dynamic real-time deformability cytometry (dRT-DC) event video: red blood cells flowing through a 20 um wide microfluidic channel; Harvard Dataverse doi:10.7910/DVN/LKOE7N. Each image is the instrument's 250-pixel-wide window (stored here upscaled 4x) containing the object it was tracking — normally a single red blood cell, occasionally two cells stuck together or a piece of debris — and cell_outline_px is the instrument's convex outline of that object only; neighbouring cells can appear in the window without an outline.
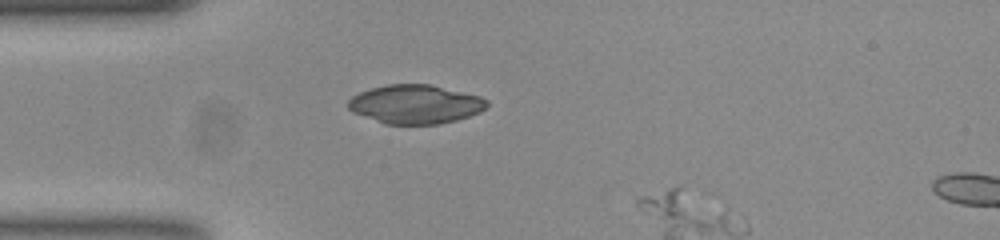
{"species": "common noctule bat (a hibernating species)", "species_latin": "Nyctalus noctula", "temperature_condition": "room temperature", "stored_images_in_passage": 3, "camera_frame_rate_fps": 3000, "um_per_image_px": 0.085, "animal": {"sex": "female", "body_mass_g": 23.0, "forearm_length_mm": 53.4}, "frame": {"image": 1, "passage_image": 1, "time_ms": 0.0, "image_size_px": [1000, 240], "cell_outline_px": [[488, 104], [480, 112], [456, 120], [440, 124], [384, 124], [352, 112], [348, 108], [348, 100], [352, 96], [360, 92], [372, 88], [388, 84], [428, 84], [480, 96], [488, 100]], "centroid_in_image_um": [35.28, 8.86], "position_along_channel_um": 49.7, "area_um2": 31.33}}